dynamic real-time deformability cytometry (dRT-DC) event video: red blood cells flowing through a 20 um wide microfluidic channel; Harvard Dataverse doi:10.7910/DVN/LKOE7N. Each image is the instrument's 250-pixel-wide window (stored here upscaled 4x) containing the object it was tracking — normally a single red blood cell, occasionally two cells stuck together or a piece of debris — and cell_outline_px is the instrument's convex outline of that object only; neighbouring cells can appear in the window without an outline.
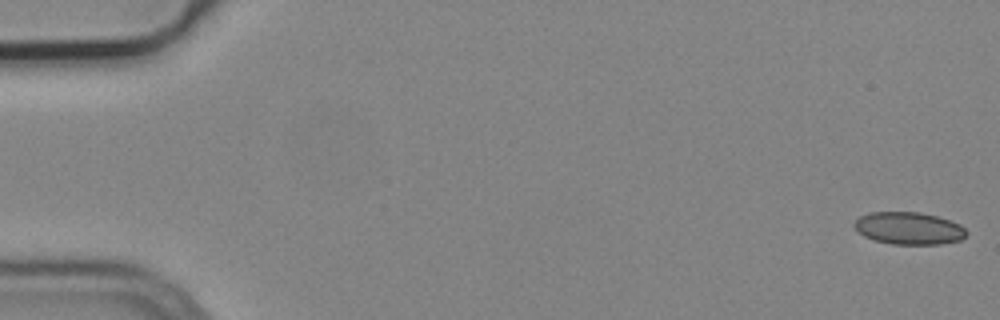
{"species": "common noctule bat (a hibernating species)", "species_latin": "Nyctalus noctula", "temperature_condition": "cold", "stored_images_in_passage": 17, "camera_frame_rate_fps": 3000, "um_per_image_px": 0.085, "animal": {"sex": "male", "body_mass_g": 19.2, "forearm_length_mm": 51.8}, "frame": {"image": 1, "passage_image": 1, "time_ms": 0.0, "image_size_px": [1000, 320], "cell_outline_px": [[968, 232], [960, 240], [940, 244], [892, 244], [872, 240], [864, 236], [852, 224], [860, 216], [872, 212], [920, 212], [936, 216], [960, 224]], "centroid_in_image_um": [77.24, 19.4], "position_along_channel_um": 7.8, "area_um2": 21.04}}
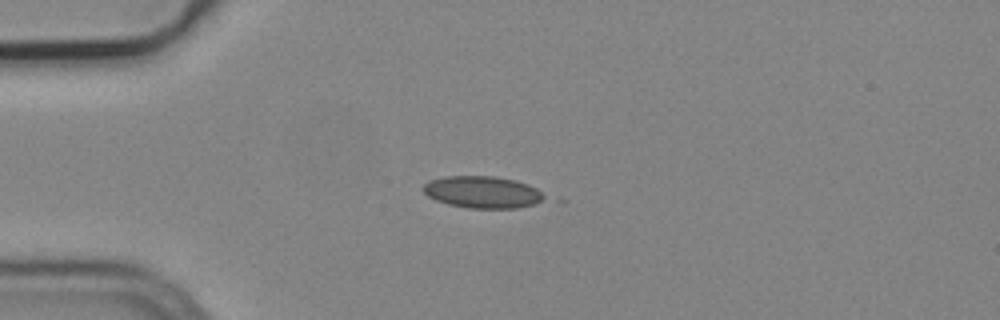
{"frame": {"image": 2, "passage_image": 14, "time_ms": 4.333, "image_size_px": [1000, 320], "cell_outline_px": [[548, 196], [532, 204], [516, 208], [468, 208], [448, 204], [436, 200], [428, 196], [424, 192], [424, 184], [428, 180], [444, 176], [496, 176], [516, 180], [528, 184], [536, 188]], "centroid_in_image_um": [41.0, 16.32], "position_along_channel_um": 44.0, "area_um2": 22.54}}